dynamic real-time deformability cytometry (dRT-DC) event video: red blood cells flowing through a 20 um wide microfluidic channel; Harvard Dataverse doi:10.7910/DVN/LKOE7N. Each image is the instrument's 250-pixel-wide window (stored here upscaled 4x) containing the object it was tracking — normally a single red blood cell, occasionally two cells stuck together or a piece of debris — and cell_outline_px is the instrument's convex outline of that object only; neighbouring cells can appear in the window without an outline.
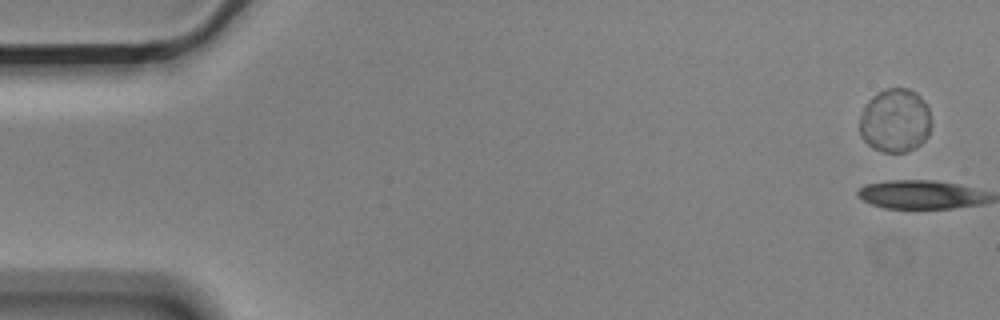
{"species": "Egyptian fruit bat (a non-hibernating species)", "species_latin": "Rousettus aegyptiacus", "temperature_condition": "cold", "stored_images_in_passage": 14, "camera_frame_rate_fps": 3000, "um_per_image_px": 0.085, "animal": {"sex": "male"}, "frame": {"image": 1, "passage_image": 1, "time_ms": 0.0, "image_size_px": [1000, 320], "cell_outline_px": [[932, 124], [928, 136], [916, 148], [908, 152], [884, 152], [872, 148], [860, 136], [860, 116], [868, 100], [872, 96], [888, 88], [908, 88], [916, 92], [920, 96], [928, 108]], "centroid_in_image_um": [76.1, 10.27], "position_along_channel_um": 8.9, "area_um2": 26.82}}